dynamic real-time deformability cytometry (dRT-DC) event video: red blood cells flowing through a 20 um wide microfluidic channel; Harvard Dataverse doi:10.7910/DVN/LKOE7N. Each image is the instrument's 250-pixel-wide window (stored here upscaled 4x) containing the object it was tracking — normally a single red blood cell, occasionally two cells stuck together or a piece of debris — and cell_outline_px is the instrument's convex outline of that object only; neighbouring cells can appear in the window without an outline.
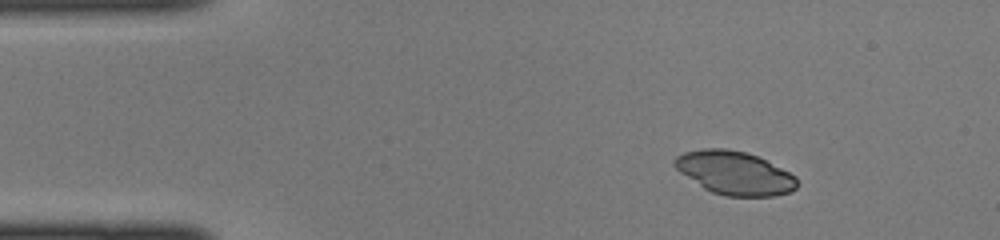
{"species": "common noctule bat (a hibernating species)", "species_latin": "Nyctalus noctula", "temperature_condition": "cold", "stored_images_in_passage": 39, "camera_frame_rate_fps": 3000, "um_per_image_px": 0.085, "animal": {"sex": "female", "body_mass_g": 22.0, "forearm_length_mm": 56.7}, "frame": {"image": 1, "passage_image": 1, "time_ms": 0.0, "image_size_px": [1000, 240], "cell_outline_px": [[796, 188], [788, 192], [776, 196], [724, 196], [712, 192], [704, 188], [680, 172], [672, 164], [676, 156], [684, 152], [704, 148], [728, 148], [748, 152], [796, 176]], "centroid_in_image_um": [62.41, 14.69], "position_along_channel_um": 22.6, "area_um2": 30.75}}